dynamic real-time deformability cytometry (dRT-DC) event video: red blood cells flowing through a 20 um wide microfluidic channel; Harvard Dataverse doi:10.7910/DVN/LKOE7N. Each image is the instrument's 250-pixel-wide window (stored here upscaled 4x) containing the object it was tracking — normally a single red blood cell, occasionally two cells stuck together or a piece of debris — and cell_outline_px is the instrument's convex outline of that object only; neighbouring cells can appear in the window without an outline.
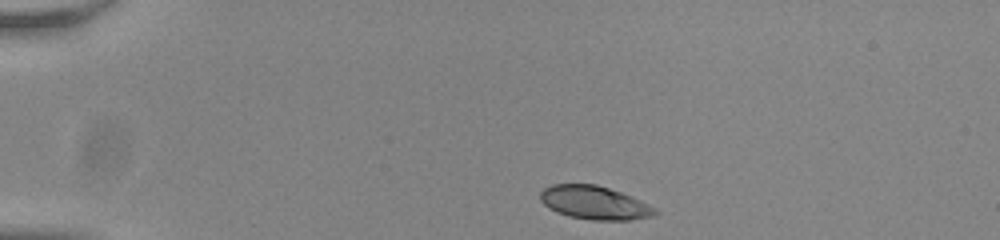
{"species": "common noctule bat (a hibernating species)", "species_latin": "Nyctalus noctula", "temperature_condition": "room temperature", "stored_images_in_passage": 44, "camera_frame_rate_fps": 3000, "um_per_image_px": 0.085, "animal": {"sex": "male", "body_mass_g": 20.0, "forearm_length_mm": 53.3}, "frame": {"image": 1, "passage_image": 1, "time_ms": 0.0, "image_size_px": [1000, 240], "cell_outline_px": [[660, 212], [652, 216], [628, 220], [592, 220], [568, 216], [556, 212], [548, 208], [540, 200], [540, 192], [544, 188], [552, 184], [596, 184], [620, 192], [656, 208]], "centroid_in_image_um": [50.49, 17.23], "position_along_channel_um": 34.5, "area_um2": 22.25}}
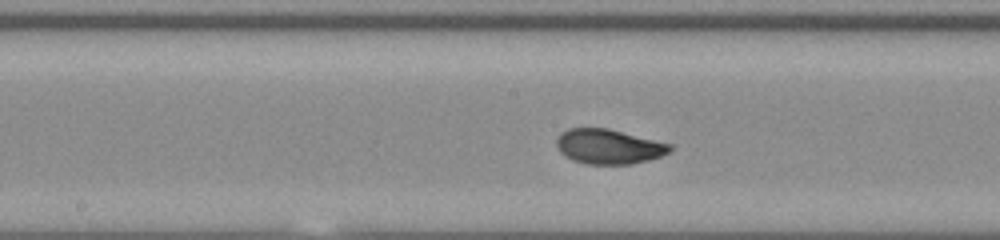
{"frame": {"image": 2, "passage_image": 19, "time_ms": 6.0, "image_size_px": [1000, 240], "cell_outline_px": [[672, 152], [648, 160], [632, 164], [588, 164], [572, 160], [564, 156], [560, 152], [556, 144], [556, 140], [560, 132], [568, 128], [608, 128], [672, 144]], "centroid_in_image_um": [51.73, 12.45], "position_along_channel_um": 196.5, "area_um2": 23.18}}
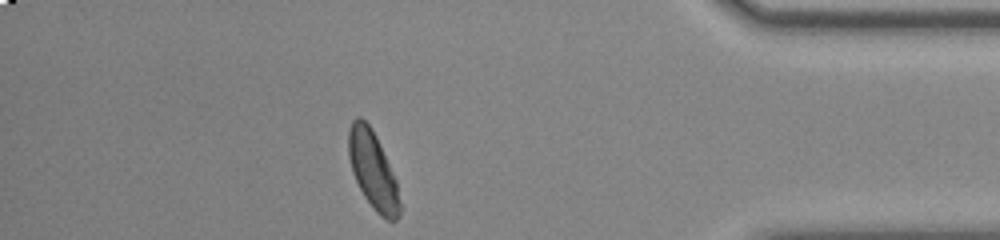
{"frame": {"image": 3, "passage_image": 38, "time_ms": 12.333, "image_size_px": [1000, 240], "cell_outline_px": [[400, 216], [396, 220], [388, 220], [380, 216], [376, 212], [364, 196], [352, 172], [348, 156], [348, 132], [352, 120], [356, 116], [360, 116], [372, 128], [380, 144], [396, 180], [400, 204]], "centroid_in_image_um": [31.68, 14.45], "position_along_channel_um": 403.5, "area_um2": 23.06}, "authors_computed_cell_mechanics": {"area_um2": 23.0622, "velocity_mm_per_s": 3.784, "shape_relaxation_time_tau1_ms": 3.3157, "shape_relaxation_time_tau2_ms": null, "deformation_change_tau1": 0.1416, "deformation_change_tau2": null}}